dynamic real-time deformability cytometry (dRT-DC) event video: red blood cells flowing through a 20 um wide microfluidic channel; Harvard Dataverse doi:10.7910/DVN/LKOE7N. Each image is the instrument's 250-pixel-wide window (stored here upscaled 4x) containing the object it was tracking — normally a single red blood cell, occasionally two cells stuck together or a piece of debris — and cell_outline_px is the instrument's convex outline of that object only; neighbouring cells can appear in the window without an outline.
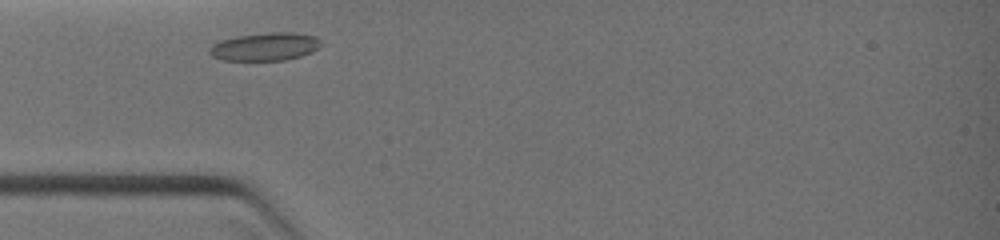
{"species": "common noctule bat (a hibernating species)", "species_latin": "Nyctalus noctula", "temperature_condition": "warm", "stored_images_in_passage": 21, "camera_frame_rate_fps": 3000, "um_per_image_px": 0.085, "animal": {"sex": "female", "body_mass_g": 19.0, "forearm_length_mm": 51.5}, "frame": {"image": 1, "passage_image": 1, "time_ms": 0.0, "image_size_px": [1000, 240], "cell_outline_px": [[324, 44], [312, 52], [300, 56], [284, 60], [224, 60], [212, 56], [208, 52], [208, 48], [212, 44], [220, 40], [236, 36], [268, 32], [292, 32], [316, 36]], "centroid_in_image_um": [22.53, 3.95], "position_along_channel_um": 62.5, "area_um2": 18.38}}
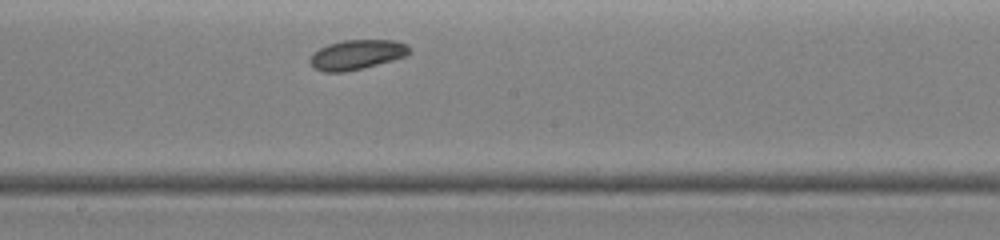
{"frame": {"image": 2, "passage_image": 11, "time_ms": 3.0, "image_size_px": [1000, 240], "cell_outline_px": [[412, 48], [404, 56], [392, 60], [344, 72], [324, 72], [312, 68], [308, 60], [312, 52], [328, 44], [344, 40], [396, 40], [408, 44]], "centroid_in_image_um": [30.28, 4.64], "position_along_channel_um": 217.9, "area_um2": 17.22}}
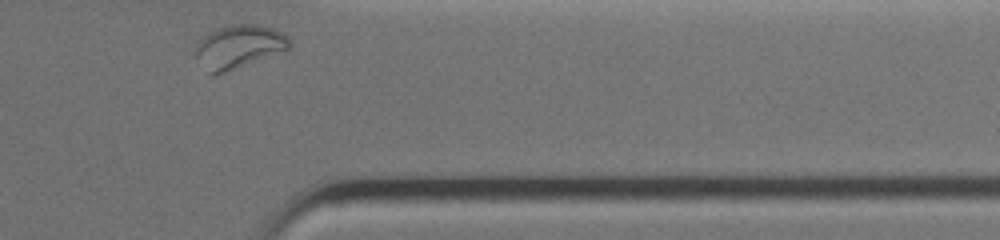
{"frame": {"image": 3, "passage_image": 21, "time_ms": 6.333, "image_size_px": [1000, 240], "cell_outline_px": [[292, 48], [288, 52], [212, 76], [208, 72], [196, 56], [196, 48], [200, 40], [208, 32], [216, 28], [228, 24], [260, 24], [272, 28], [288, 36], [292, 44]], "centroid_in_image_um": [20.39, 3.96], "position_along_channel_um": 391.0, "area_um2": 24.28}}